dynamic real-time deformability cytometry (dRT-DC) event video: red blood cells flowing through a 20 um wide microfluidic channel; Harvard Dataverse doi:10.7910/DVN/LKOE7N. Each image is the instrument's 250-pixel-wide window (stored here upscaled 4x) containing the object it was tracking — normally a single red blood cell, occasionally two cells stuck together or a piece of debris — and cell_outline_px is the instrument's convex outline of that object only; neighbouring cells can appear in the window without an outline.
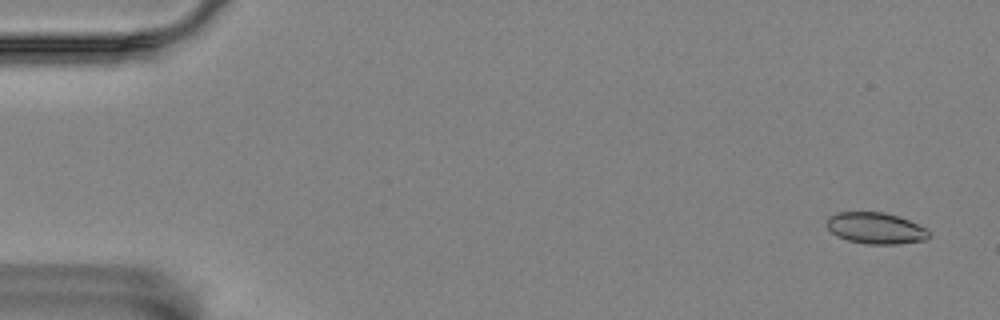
{"species": "Egyptian fruit bat (a non-hibernating species)", "species_latin": "Rousettus aegyptiacus", "temperature_condition": "room temperature", "stored_images_in_passage": 5, "camera_frame_rate_fps": 3000, "um_per_image_px": 0.085, "animal": {"sex": "female"}, "frame": {"image": 1, "passage_image": 1, "time_ms": 0.0, "image_size_px": [1000, 320], "cell_outline_px": [[932, 232], [928, 240], [896, 244], [864, 244], [848, 240], [836, 236], [824, 224], [828, 216], [836, 212], [884, 212], [908, 220], [928, 228]], "centroid_in_image_um": [74.44, 19.4], "position_along_channel_um": 10.6, "area_um2": 19.02}}
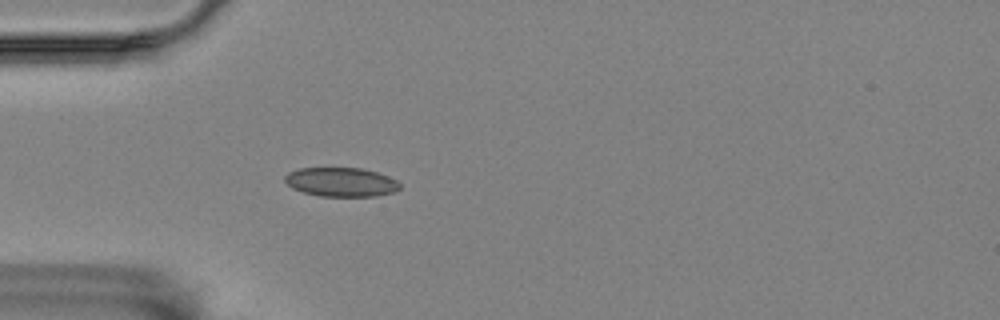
{"frame": {"image": 2, "passage_image": 5, "time_ms": 1.333, "image_size_px": [1000, 320], "cell_outline_px": [[400, 188], [396, 192], [376, 196], [320, 196], [304, 192], [292, 188], [284, 180], [284, 176], [288, 172], [296, 168], [364, 168], [388, 176], [396, 180], [400, 184]], "centroid_in_image_um": [28.99, 15.47], "position_along_channel_um": 56.0, "area_um2": 19.59}}